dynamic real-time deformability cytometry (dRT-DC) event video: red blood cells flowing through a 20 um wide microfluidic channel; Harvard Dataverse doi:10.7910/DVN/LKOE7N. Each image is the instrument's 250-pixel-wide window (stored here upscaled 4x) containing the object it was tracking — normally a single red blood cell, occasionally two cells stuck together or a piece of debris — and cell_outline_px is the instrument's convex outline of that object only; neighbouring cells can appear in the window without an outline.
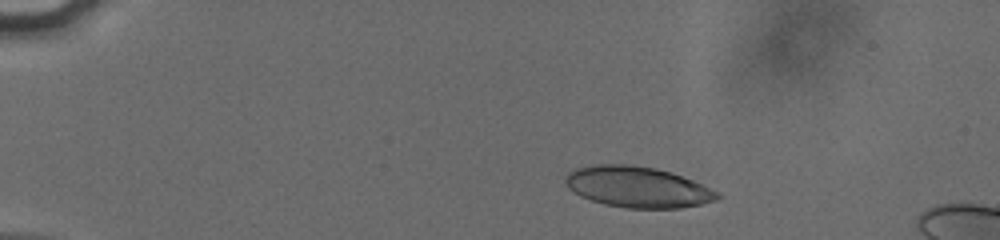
{"species": "human", "species_latin": "Homo sapiens", "temperature_condition": "cold", "stored_images_in_passage": 45, "camera_frame_rate_fps": 3000, "um_per_image_px": 0.085, "donor": {"sex": "male"}, "frame": {"image": 1, "passage_image": 7, "time_ms": 2.0, "image_size_px": [1000, 240], "cell_outline_px": [[724, 196], [716, 200], [700, 204], [680, 208], [624, 208], [604, 204], [580, 196], [572, 192], [564, 184], [564, 176], [572, 168], [592, 164], [628, 164], [656, 168], [672, 172], [692, 180]], "centroid_in_image_um": [54.11, 15.88], "position_along_channel_um": 30.9, "area_um2": 36.53}}
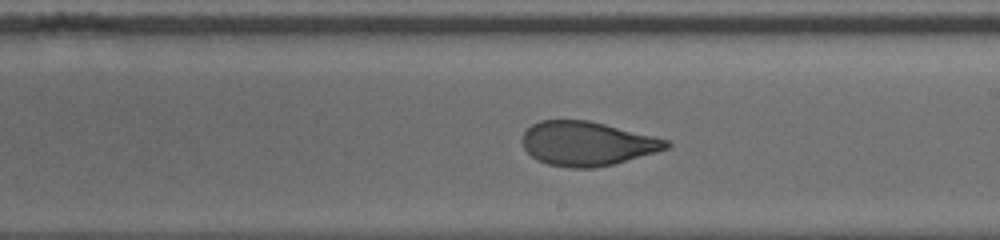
{"frame": {"image": 2, "passage_image": 30, "time_ms": 9.667, "image_size_px": [1000, 240], "cell_outline_px": [[672, 144], [668, 148], [656, 152], [612, 164], [592, 168], [568, 168], [548, 164], [536, 160], [524, 148], [520, 140], [524, 132], [532, 124], [540, 120], [588, 120], [668, 140]], "centroid_in_image_um": [49.85, 12.21], "position_along_channel_um": 239.1, "area_um2": 36.88}}
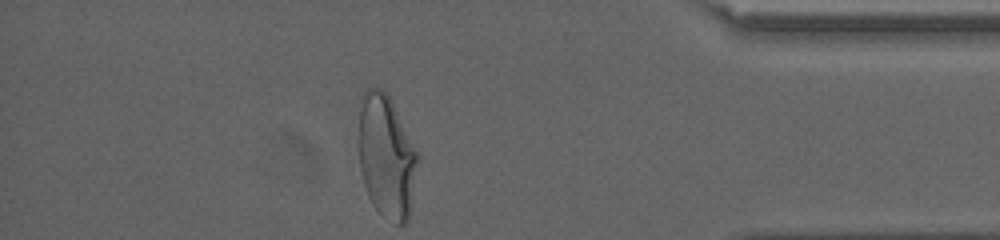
{"frame": {"image": 3, "passage_image": 45, "time_ms": 14.667, "image_size_px": [1000, 240], "cell_outline_px": [[416, 164], [408, 220], [404, 224], [396, 224], [380, 212], [372, 204], [368, 196], [364, 184], [360, 168], [360, 96], [368, 88], [380, 88], [388, 96], [416, 152]], "centroid_in_image_um": [32.8, 13.31], "position_along_channel_um": 402.4, "area_um2": 40.69}, "authors_computed_cell_mechanics": {"area_um2": 37.281, "velocity_mm_per_s": 3.8305, "shape_relaxation_time_tau1_ms": 6.8114, "shape_relaxation_time_tau2_ms": 1.0152, "deformation_change_tau1": 0.2102, "deformation_change_tau2": 0.0748}}